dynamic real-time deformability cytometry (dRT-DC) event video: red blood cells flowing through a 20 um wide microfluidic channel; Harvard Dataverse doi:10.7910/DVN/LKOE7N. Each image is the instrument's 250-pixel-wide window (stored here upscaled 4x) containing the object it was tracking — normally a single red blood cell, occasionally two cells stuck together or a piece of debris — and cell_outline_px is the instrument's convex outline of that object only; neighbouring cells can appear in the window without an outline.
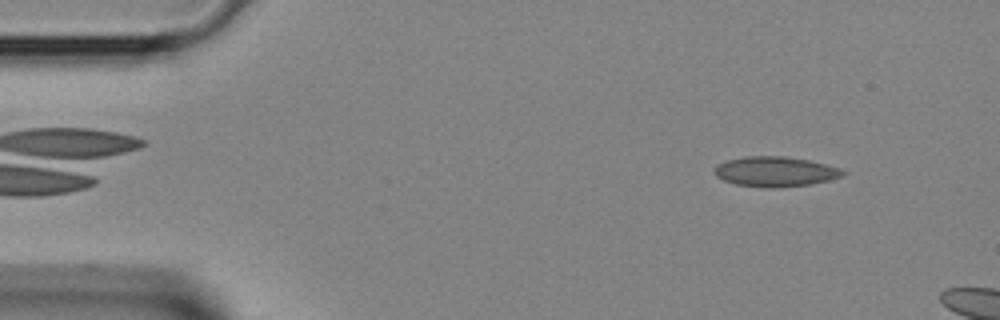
{"species": "Egyptian fruit bat (a non-hibernating species)", "species_latin": "Rousettus aegyptiacus", "temperature_condition": "room temperature", "stored_images_in_passage": 2, "camera_frame_rate_fps": 3000, "um_per_image_px": 0.085, "animal": {"sex": "female"}, "frame": {"image": 1, "passage_image": 2, "time_ms": 0.333, "image_size_px": [1000, 320], "cell_outline_px": [[848, 172], [844, 176], [812, 184], [772, 188], [764, 188], [736, 184], [724, 180], [716, 176], [712, 172], [712, 168], [716, 164], [728, 160], [744, 156], [784, 156], [808, 160], [840, 168]], "centroid_in_image_um": [65.87, 14.59], "position_along_channel_um": 19.1, "area_um2": 22.66}}